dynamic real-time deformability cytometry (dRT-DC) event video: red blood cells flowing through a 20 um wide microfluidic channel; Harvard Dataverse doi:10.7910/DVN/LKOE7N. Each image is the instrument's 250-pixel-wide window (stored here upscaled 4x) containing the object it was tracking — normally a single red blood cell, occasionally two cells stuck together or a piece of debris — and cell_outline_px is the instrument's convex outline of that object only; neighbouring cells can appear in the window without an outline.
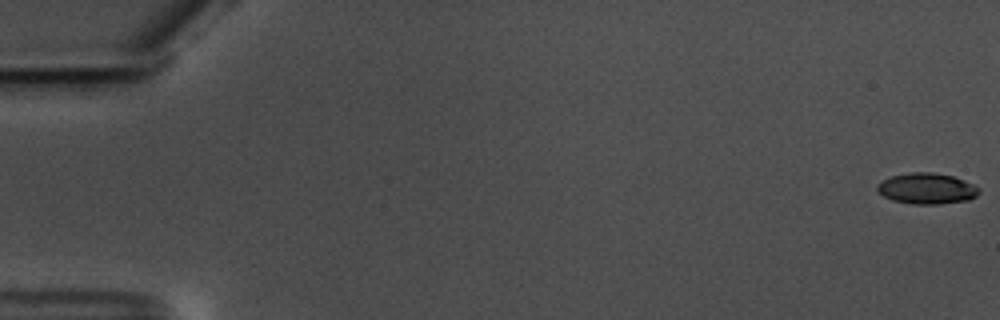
{"species": "common noctule bat (a hibernating species)", "species_latin": "Nyctalus noctula", "temperature_condition": "warm", "stored_images_in_passage": 59, "camera_frame_rate_fps": 3000, "um_per_image_px": 0.085, "animal": {"sex": "male", "body_mass_g": 17.5, "forearm_length_mm": 52.3}, "frame": {"image": 1, "passage_image": 1, "time_ms": 0.0, "image_size_px": [1000, 320], "cell_outline_px": [[980, 192], [976, 196], [968, 200], [936, 204], [912, 204], [892, 200], [884, 196], [876, 188], [876, 184], [892, 176], [912, 172], [932, 172], [952, 176], [972, 184], [980, 188]], "centroid_in_image_um": [78.78, 16.03], "position_along_channel_um": 6.2, "area_um2": 18.15}}
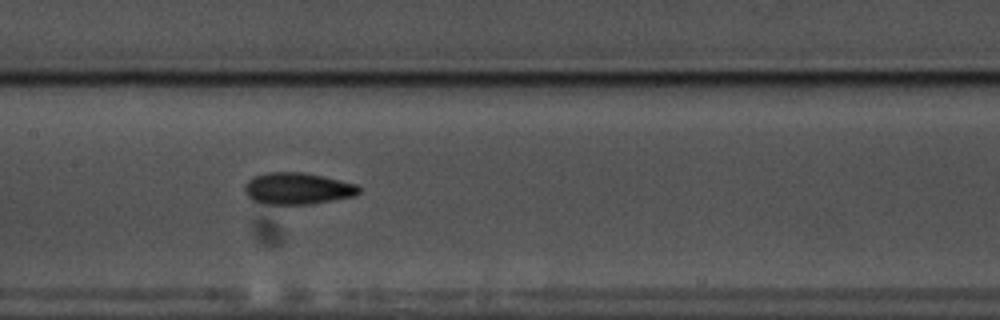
{"frame": {"image": 2, "passage_image": 30, "time_ms": 9.667, "image_size_px": [1000, 320], "cell_outline_px": [[360, 192], [356, 196], [308, 204], [264, 204], [252, 200], [244, 192], [244, 184], [248, 180], [256, 176], [268, 172], [304, 172], [324, 176], [356, 184], [360, 188]], "centroid_in_image_um": [25.28, 16.02], "position_along_channel_um": 182.1, "area_um2": 21.15}}
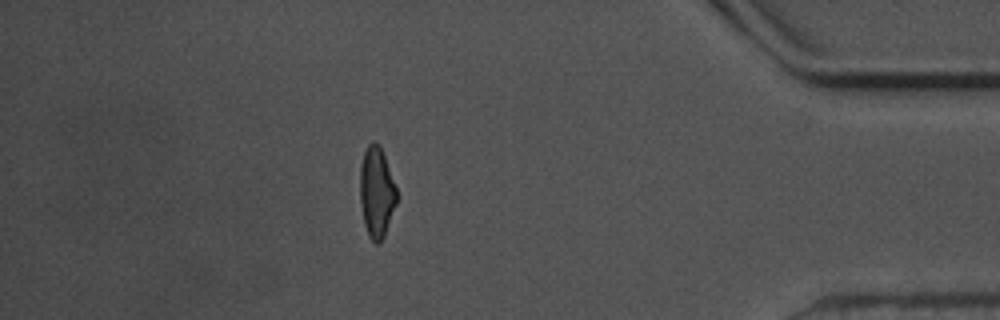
{"frame": {"image": 3, "passage_image": 52, "time_ms": 17.0, "image_size_px": [1000, 320], "cell_outline_px": [[396, 204], [384, 236], [380, 244], [376, 244], [368, 236], [364, 224], [360, 204], [360, 164], [364, 152], [368, 144], [372, 140], [380, 144], [396, 188]], "centroid_in_image_um": [31.99, 16.34], "position_along_channel_um": 403.2, "area_um2": 19.42}, "authors_computed_cell_mechanics": {"area_um2": 19.5364, "velocity_mm_per_s": 3.5595, "shape_relaxation_time_tau1_ms": 4.3603, "shape_relaxation_time_tau2_ms": 2.6088, "deformation_change_tau1": 0.1608, "deformation_change_tau2": 0.1023}}